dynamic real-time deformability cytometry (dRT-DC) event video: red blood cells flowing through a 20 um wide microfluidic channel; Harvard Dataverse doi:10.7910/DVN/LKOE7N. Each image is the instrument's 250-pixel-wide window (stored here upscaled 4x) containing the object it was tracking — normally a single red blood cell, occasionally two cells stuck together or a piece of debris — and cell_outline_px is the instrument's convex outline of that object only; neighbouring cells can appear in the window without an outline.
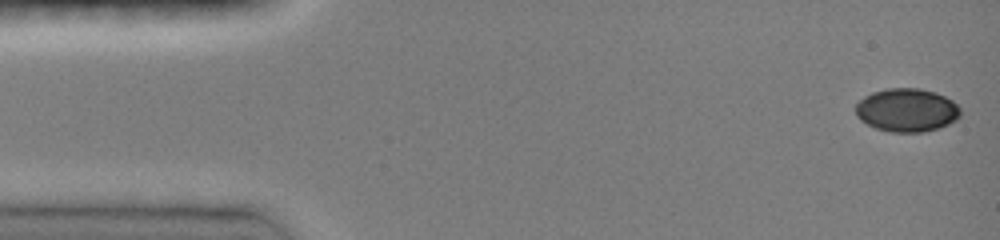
{"species": "common noctule bat (a hibernating species)", "species_latin": "Nyctalus noctula", "temperature_condition": "room temperature", "stored_images_in_passage": 46, "camera_frame_rate_fps": 3000, "um_per_image_px": 0.085, "animal": {"sex": "female", "body_mass_g": 19.0, "forearm_length_mm": 51.5}, "frame": {"image": 1, "passage_image": 1, "time_ms": 0.0, "image_size_px": [1000, 240], "cell_outline_px": [[960, 116], [956, 120], [948, 124], [924, 132], [888, 132], [876, 128], [860, 120], [856, 116], [856, 104], [864, 96], [872, 92], [884, 88], [920, 88], [936, 92], [952, 100], [960, 108]], "centroid_in_image_um": [77.06, 9.35], "position_along_channel_um": 7.9, "area_um2": 26.59}}
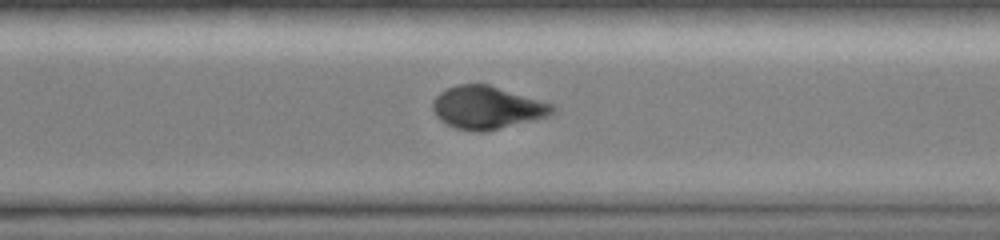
{"frame": {"image": 2, "passage_image": 33, "time_ms": 10.667, "image_size_px": [1000, 240], "cell_outline_px": [[556, 112], [552, 116], [484, 132], [476, 132], [456, 128], [440, 120], [436, 116], [432, 108], [432, 100], [440, 92], [448, 88], [460, 84], [488, 84], [552, 104], [556, 108]], "centroid_in_image_um": [41.41, 9.15], "position_along_channel_um": 329.2, "area_um2": 29.88}}
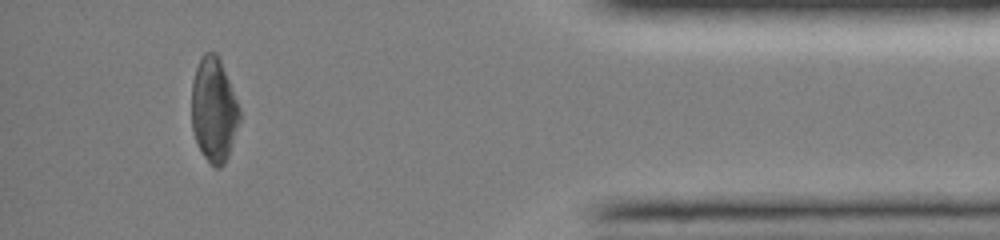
{"frame": {"image": 3, "passage_image": 42, "time_ms": 13.667, "image_size_px": [1000, 240], "cell_outline_px": [[240, 120], [228, 156], [224, 164], [220, 168], [216, 168], [204, 156], [196, 140], [192, 128], [192, 84], [196, 68], [200, 56], [204, 52], [216, 52], [220, 60], [240, 108]], "centroid_in_image_um": [18.18, 9.32], "position_along_channel_um": 417.0, "area_um2": 28.9}}